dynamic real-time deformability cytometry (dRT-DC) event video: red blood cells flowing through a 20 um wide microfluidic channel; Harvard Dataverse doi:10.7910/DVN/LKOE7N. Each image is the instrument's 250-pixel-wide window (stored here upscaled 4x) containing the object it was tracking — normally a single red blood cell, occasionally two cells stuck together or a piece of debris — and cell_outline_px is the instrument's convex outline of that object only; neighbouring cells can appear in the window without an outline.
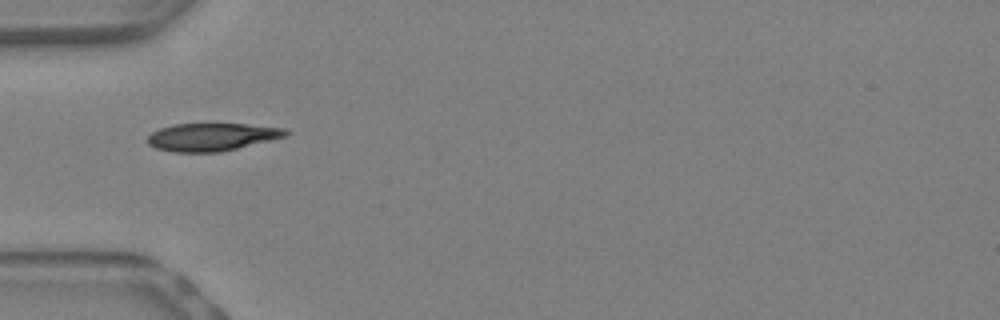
{"species": "Egyptian fruit bat (a non-hibernating species)", "species_latin": "Rousettus aegyptiacus", "temperature_condition": "warm", "stored_images_in_passage": 4, "segment_of_instrument_passage": [1, 2], "camera_frame_rate_fps": 3000, "um_per_image_px": 0.085, "animal": {"sex": "female"}, "frame": {"image": 1, "passage_image": 1, "time_ms": 0.0, "image_size_px": [1000, 320], "cell_outline_px": [[288, 136], [220, 152], [176, 152], [156, 148], [148, 144], [148, 136], [152, 132], [160, 128], [172, 124], [244, 124], [288, 128]], "centroid_in_image_um": [18.03, 11.64], "position_along_channel_um": 67.0, "area_um2": 22.31}}